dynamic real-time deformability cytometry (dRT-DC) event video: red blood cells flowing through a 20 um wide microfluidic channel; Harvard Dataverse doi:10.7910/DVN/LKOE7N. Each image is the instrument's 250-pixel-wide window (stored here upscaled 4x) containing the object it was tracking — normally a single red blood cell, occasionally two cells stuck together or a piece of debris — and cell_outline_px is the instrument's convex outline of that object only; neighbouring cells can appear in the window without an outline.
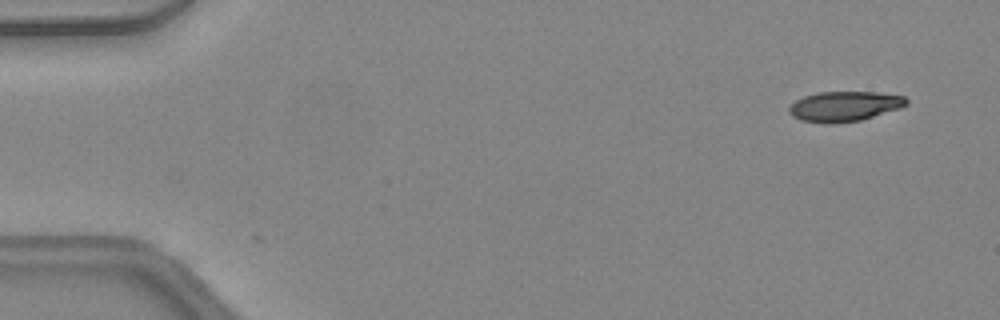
{"species": "common noctule bat (a hibernating species)", "species_latin": "Nyctalus noctula", "temperature_condition": "warm", "stored_images_in_passage": 2, "camera_frame_rate_fps": 3000, "um_per_image_px": 0.085, "animal": {"sex": "female", "body_mass_g": 24.6, "forearm_length_mm": 56.2}, "frame": {"image": 1, "passage_image": 1, "time_ms": 0.0, "image_size_px": [1000, 320], "cell_outline_px": [[908, 104], [900, 108], [860, 120], [832, 124], [824, 124], [800, 120], [792, 116], [788, 112], [788, 108], [796, 100], [804, 96], [816, 92], [876, 92], [904, 96], [908, 100]], "centroid_in_image_um": [71.75, 9.04], "position_along_channel_um": 13.3, "area_um2": 20.63}}